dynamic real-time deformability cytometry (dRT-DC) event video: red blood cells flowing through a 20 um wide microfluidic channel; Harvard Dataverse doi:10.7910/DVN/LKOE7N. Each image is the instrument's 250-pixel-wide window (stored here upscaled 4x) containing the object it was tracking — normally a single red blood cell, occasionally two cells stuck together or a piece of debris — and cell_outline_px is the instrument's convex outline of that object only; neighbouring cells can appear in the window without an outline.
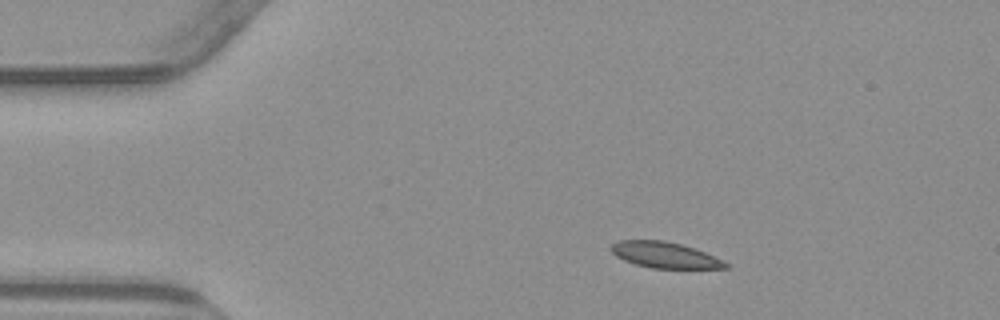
{"species": "common noctule bat (a hibernating species)", "species_latin": "Nyctalus noctula", "temperature_condition": "warm", "stored_images_in_passage": 45, "camera_frame_rate_fps": 3000, "um_per_image_px": 0.085, "animal": {"sex": "male", "body_mass_g": 23.1, "forearm_length_mm": 52.7}, "frame": {"image": 1, "passage_image": 1, "time_ms": 0.0, "image_size_px": [1000, 320], "cell_outline_px": [[732, 268], [652, 268], [636, 264], [624, 260], [616, 256], [608, 248], [616, 240], [664, 240], [680, 244], [704, 252], [728, 264]], "centroid_in_image_um": [56.44, 21.67], "position_along_channel_um": 28.6, "area_um2": 17.11}}
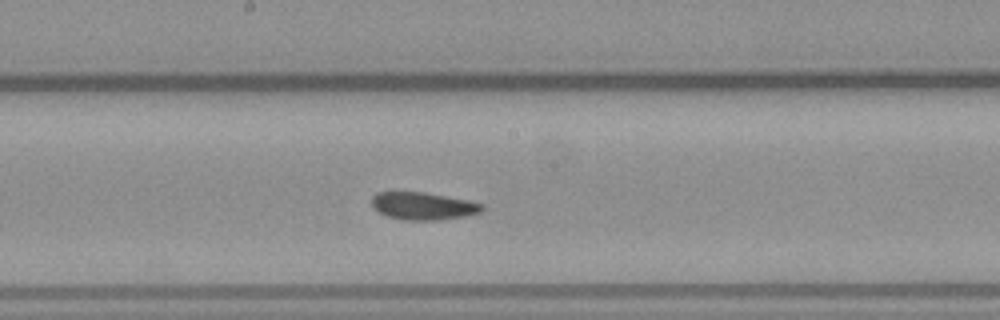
{"frame": {"image": 2, "passage_image": 20, "time_ms": 6.333, "image_size_px": [1000, 320], "cell_outline_px": [[484, 208], [480, 212], [464, 216], [440, 220], [400, 220], [388, 216], [372, 208], [372, 196], [376, 192], [424, 192], [468, 200], [484, 204]], "centroid_in_image_um": [35.95, 17.51], "position_along_channel_um": 212.3, "area_um2": 17.74}}
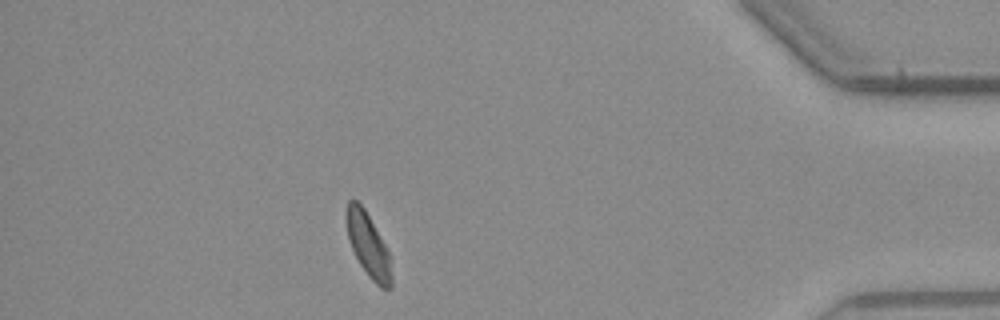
{"frame": {"image": 3, "passage_image": 39, "time_ms": 12.667, "image_size_px": [1000, 320], "cell_outline_px": [[392, 288], [380, 288], [368, 276], [360, 264], [348, 240], [344, 216], [348, 200], [356, 200], [364, 208], [384, 244], [388, 252], [392, 276]], "centroid_in_image_um": [31.26, 20.83], "position_along_channel_um": 403.9, "area_um2": 16.65}, "authors_computed_cell_mechanics": {"area_um2": 17.9758, "velocity_mm_per_s": 3.8214, "shape_relaxation_time_tau1_ms": null, "shape_relaxation_time_tau2_ms": 1.3994, "deformation_change_tau1": null, "deformation_change_tau2": 0.063}}